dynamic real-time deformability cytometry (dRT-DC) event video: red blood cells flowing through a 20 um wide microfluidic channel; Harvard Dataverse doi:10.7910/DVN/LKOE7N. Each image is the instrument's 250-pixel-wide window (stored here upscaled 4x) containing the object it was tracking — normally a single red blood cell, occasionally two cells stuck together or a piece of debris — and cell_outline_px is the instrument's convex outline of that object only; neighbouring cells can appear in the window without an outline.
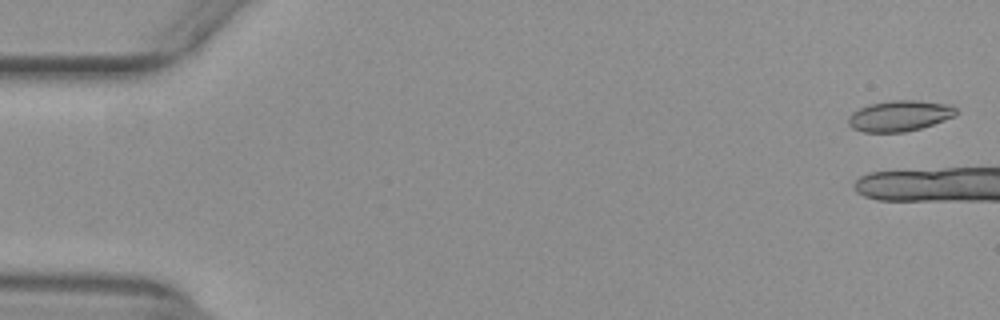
{"species": "common noctule bat (a hibernating species)", "species_latin": "Nyctalus noctula", "temperature_condition": "warm", "stored_images_in_passage": 8, "camera_frame_rate_fps": 3000, "um_per_image_px": 0.085, "animal": {"sex": "female", "body_mass_g": 29.2, "forearm_length_mm": 56.3}, "frame": {"image": 1, "passage_image": 2, "time_ms": 0.333, "image_size_px": [1000, 320], "cell_outline_px": [[960, 112], [956, 116], [920, 128], [904, 132], [864, 132], [852, 128], [848, 124], [848, 116], [852, 112], [868, 104], [892, 100], [920, 100], [948, 104], [956, 108]], "centroid_in_image_um": [76.48, 9.83], "position_along_channel_um": 8.5, "area_um2": 19.48}}